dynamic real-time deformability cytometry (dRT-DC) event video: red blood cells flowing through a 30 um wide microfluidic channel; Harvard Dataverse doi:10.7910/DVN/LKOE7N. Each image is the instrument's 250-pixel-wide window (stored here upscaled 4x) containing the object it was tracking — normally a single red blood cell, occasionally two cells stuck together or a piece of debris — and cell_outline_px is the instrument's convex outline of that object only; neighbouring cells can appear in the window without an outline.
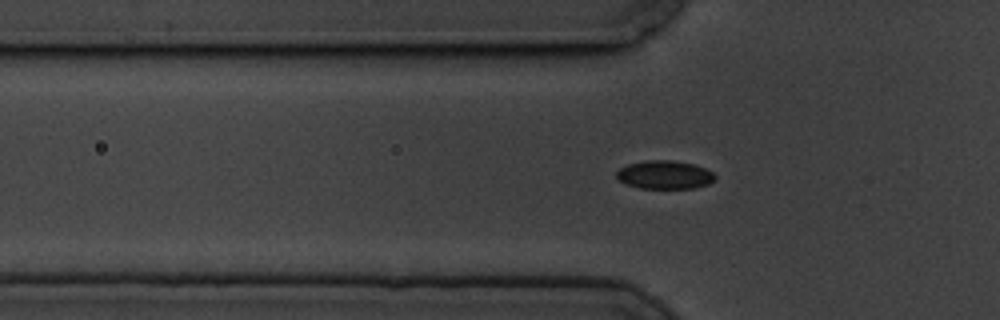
{"species": "common noctule bat (a hibernating species)", "species_latin": "Nyctalus noctula", "temperature_condition": "cold", "stored_images_in_passage": 49, "camera_frame_rate_fps": 3000, "um_per_image_px": 0.085, "animal": {"sex": "male", "body_mass_g": 19.5, "forearm_length_mm": 54.6}, "frame": {"image": 1, "passage_image": 8, "time_ms": 2.333, "image_size_px": [1000, 320], "cell_outline_px": [[716, 176], [708, 184], [696, 188], [640, 188], [628, 184], [620, 180], [616, 176], [616, 172], [620, 168], [628, 164], [644, 160], [672, 160], [692, 164], [704, 168], [712, 172]], "centroid_in_image_um": [56.48, 14.85], "position_along_channel_um": 69.3, "area_um2": 16.13}}
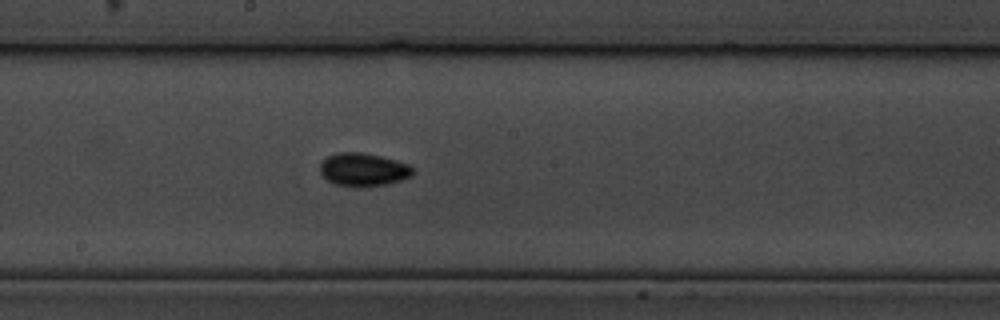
{"frame": {"image": 2, "passage_image": 21, "time_ms": 6.667, "image_size_px": [1000, 320], "cell_outline_px": [[412, 176], [388, 184], [360, 188], [356, 188], [332, 184], [320, 172], [320, 164], [328, 156], [340, 152], [364, 152], [396, 160], [408, 164], [412, 168]], "centroid_in_image_um": [30.87, 14.43], "position_along_channel_um": 217.3, "area_um2": 18.09}}
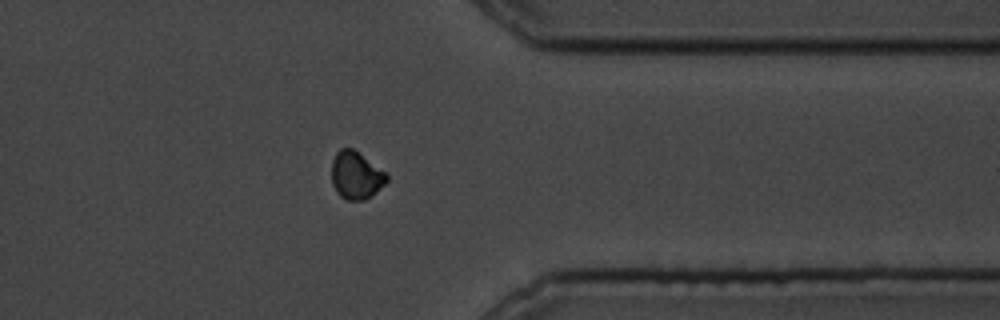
{"frame": {"image": 3, "passage_image": 36, "time_ms": 11.667, "image_size_px": [1000, 320], "cell_outline_px": [[388, 180], [372, 196], [364, 200], [344, 200], [336, 192], [332, 184], [332, 160], [336, 152], [340, 148], [352, 148], [384, 172], [388, 176]], "centroid_in_image_um": [30.23, 14.93], "position_along_channel_um": 381.2, "area_um2": 15.14}, "authors_computed_cell_mechanics": {"area_um2": 16.184, "velocity_mm_per_s": 3.4201, "shape_relaxation_time_tau1_ms": 2.7262, "shape_relaxation_time_tau2_ms": null, "deformation_change_tau1": 0.0546, "deformation_change_tau2": null}}